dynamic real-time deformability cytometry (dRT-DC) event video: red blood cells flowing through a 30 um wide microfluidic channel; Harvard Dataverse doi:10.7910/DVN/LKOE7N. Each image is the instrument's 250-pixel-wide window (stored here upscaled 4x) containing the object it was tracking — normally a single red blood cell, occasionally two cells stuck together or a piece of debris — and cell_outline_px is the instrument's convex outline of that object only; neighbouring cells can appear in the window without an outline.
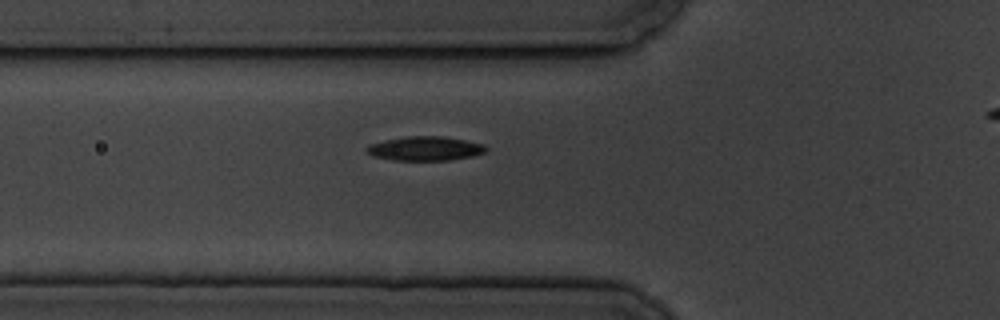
{"species": "common noctule bat (a hibernating species)", "species_latin": "Nyctalus noctula", "temperature_condition": "cold", "stored_images_in_passage": 3, "camera_frame_rate_fps": 3000, "um_per_image_px": 0.085, "animal": {"sex": "male", "body_mass_g": 19.5, "forearm_length_mm": 54.6}, "frame": {"image": 1, "passage_image": 2, "time_ms": 1.0, "image_size_px": [1000, 320], "cell_outline_px": [[488, 148], [484, 152], [472, 156], [448, 160], [392, 160], [372, 156], [364, 148], [368, 144], [384, 140], [404, 136], [444, 136], [484, 144]], "centroid_in_image_um": [36.09, 12.62], "position_along_channel_um": 89.7, "area_um2": 16.88}}